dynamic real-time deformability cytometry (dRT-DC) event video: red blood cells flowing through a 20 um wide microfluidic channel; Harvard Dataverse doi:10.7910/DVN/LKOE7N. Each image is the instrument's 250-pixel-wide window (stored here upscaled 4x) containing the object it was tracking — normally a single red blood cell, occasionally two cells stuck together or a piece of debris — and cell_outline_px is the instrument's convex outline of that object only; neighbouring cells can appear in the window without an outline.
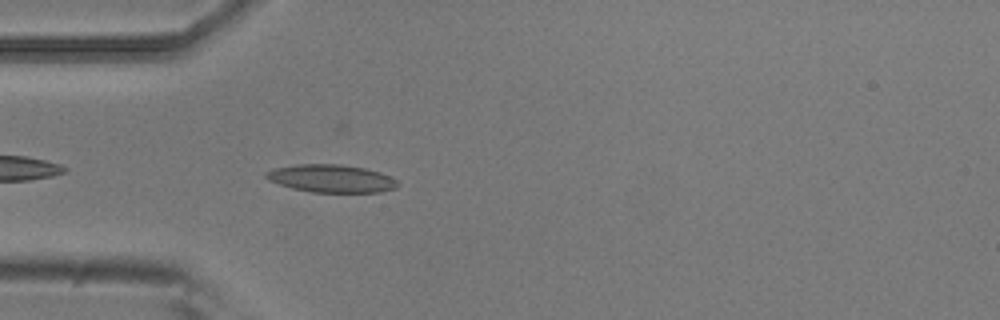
{"species": "common noctule bat (a hibernating species)", "species_latin": "Nyctalus noctula", "temperature_condition": "room temperature", "stored_images_in_passage": 6, "camera_frame_rate_fps": 3000, "um_per_image_px": 0.085, "animal": {"sex": "male", "body_mass_g": 20.5, "forearm_length_mm": 52.5}, "frame": {"image": 1, "passage_image": 6, "time_ms": 1.667, "image_size_px": [1000, 320], "cell_outline_px": [[400, 184], [396, 188], [380, 192], [312, 192], [292, 188], [268, 180], [264, 176], [264, 172], [272, 168], [296, 164], [340, 164], [364, 168], [380, 172], [396, 180]], "centroid_in_image_um": [28.13, 15.16], "position_along_channel_um": 56.9, "area_um2": 21.39}}